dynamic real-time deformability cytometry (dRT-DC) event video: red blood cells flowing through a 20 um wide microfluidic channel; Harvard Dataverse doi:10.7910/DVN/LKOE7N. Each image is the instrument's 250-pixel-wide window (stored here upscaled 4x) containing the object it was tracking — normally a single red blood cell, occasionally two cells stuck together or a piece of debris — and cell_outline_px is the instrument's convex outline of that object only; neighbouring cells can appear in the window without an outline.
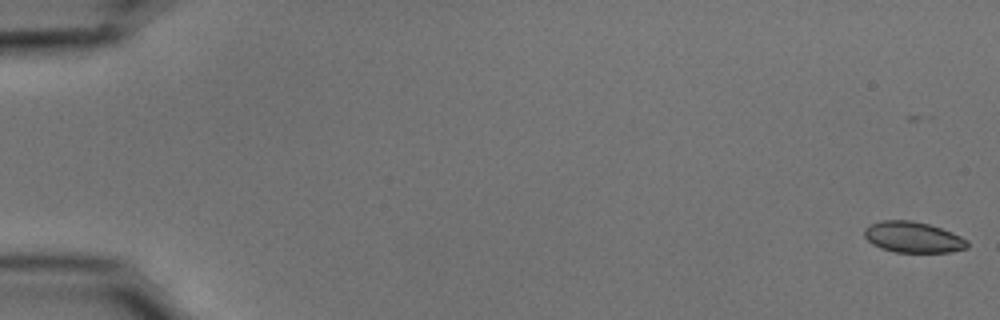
{"species": "common noctule bat (a hibernating species)", "species_latin": "Nyctalus noctula", "temperature_condition": "cold", "stored_images_in_passage": 55, "camera_frame_rate_fps": 3000, "um_per_image_px": 0.085, "animal": {"sex": "male", "body_mass_g": 15.6}, "frame": {"image": 1, "passage_image": 1, "time_ms": 0.0, "image_size_px": [1000, 320], "cell_outline_px": [[968, 248], [948, 252], [896, 252], [880, 248], [872, 244], [864, 236], [864, 228], [880, 220], [912, 220], [928, 224], [952, 232], [968, 240]], "centroid_in_image_um": [77.6, 20.16], "position_along_channel_um": 7.4, "area_um2": 18.55}}
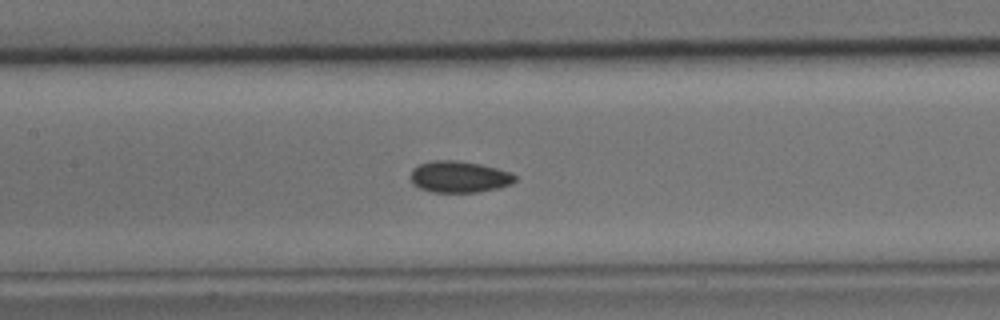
{"frame": {"image": 2, "passage_image": 27, "time_ms": 8.667, "image_size_px": [1000, 320], "cell_outline_px": [[516, 180], [512, 184], [496, 188], [476, 192], [432, 192], [420, 188], [412, 184], [412, 168], [420, 164], [432, 160], [456, 160], [480, 164], [512, 172], [516, 176]], "centroid_in_image_um": [39.04, 15.02], "position_along_channel_um": 168.4, "area_um2": 19.13}}
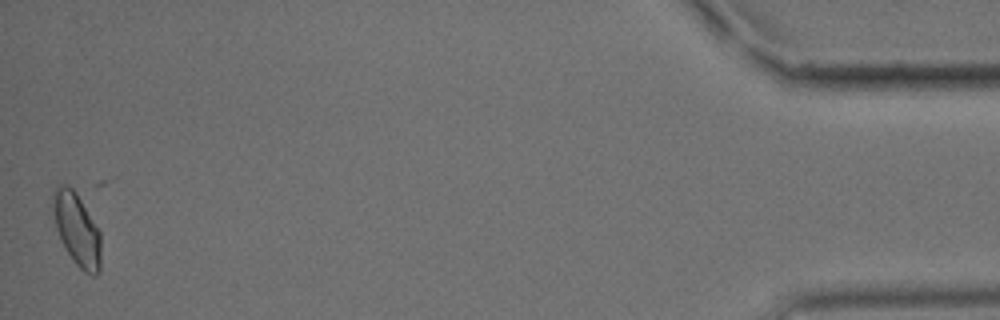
{"frame": {"image": 3, "passage_image": 55, "time_ms": 18.0, "image_size_px": [1000, 320], "cell_outline_px": [[100, 272], [96, 276], [92, 276], [84, 272], [76, 264], [60, 240], [52, 212], [52, 192], [56, 184], [68, 184], [76, 192], [100, 232]], "centroid_in_image_um": [6.51, 19.47], "position_along_channel_um": 428.7, "area_um2": 20.4}}